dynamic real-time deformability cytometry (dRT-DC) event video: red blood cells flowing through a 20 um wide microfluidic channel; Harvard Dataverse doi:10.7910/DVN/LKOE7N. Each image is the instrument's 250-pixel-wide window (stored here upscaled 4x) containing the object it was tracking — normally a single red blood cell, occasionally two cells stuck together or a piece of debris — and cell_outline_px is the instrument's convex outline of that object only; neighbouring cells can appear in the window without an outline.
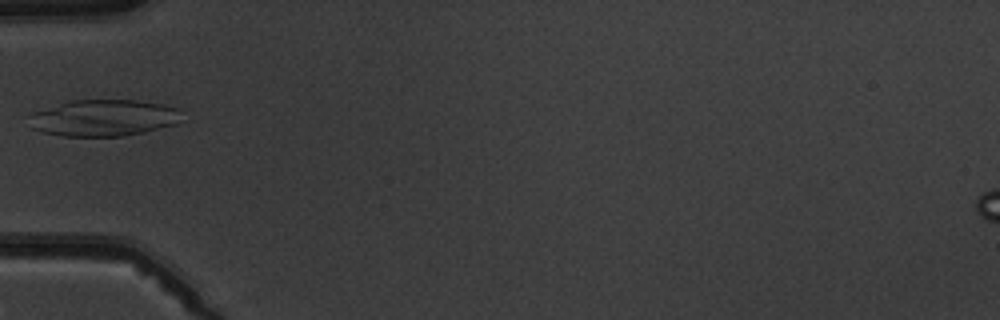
{"species": "common noctule bat (a hibernating species)", "species_latin": "Nyctalus noctula", "temperature_condition": "warm", "stored_images_in_passage": 5, "camera_frame_rate_fps": 3000, "um_per_image_px": 0.085, "animal": {"sex": "male", "body_mass_g": 19.5, "forearm_length_mm": 54.6}, "frame": {"image": 1, "passage_image": 5, "time_ms": 5.333, "image_size_px": [1000, 320], "cell_outline_px": [[180, 124], [144, 132], [124, 136], [64, 136], [44, 132], [32, 128], [28, 116], [32, 112], [68, 100], [136, 100], [160, 104], [180, 108]], "centroid_in_image_um": [8.82, 10.02], "position_along_channel_um": 76.2, "area_um2": 32.77}}